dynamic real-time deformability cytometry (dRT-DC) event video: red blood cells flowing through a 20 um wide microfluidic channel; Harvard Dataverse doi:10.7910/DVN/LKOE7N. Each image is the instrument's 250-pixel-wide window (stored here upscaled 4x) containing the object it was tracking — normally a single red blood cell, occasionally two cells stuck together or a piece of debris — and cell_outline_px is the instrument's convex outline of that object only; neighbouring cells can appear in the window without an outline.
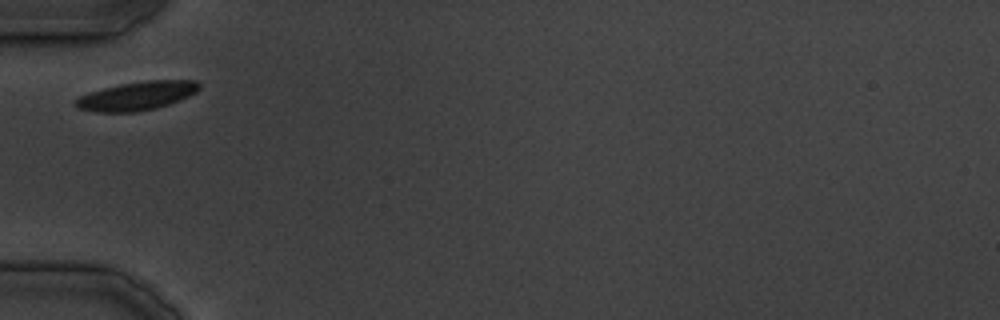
{"species": "common noctule bat (a hibernating species)", "species_latin": "Nyctalus noctula", "temperature_condition": "cold", "stored_images_in_passage": 20, "camera_frame_rate_fps": 3000, "um_per_image_px": 0.085, "animal": {"sex": "male", "body_mass_g": 19.5, "forearm_length_mm": 54.6}, "frame": {"image": 1, "passage_image": 1, "time_ms": 0.0, "image_size_px": [1000, 320], "cell_outline_px": [[200, 88], [196, 92], [180, 100], [156, 108], [136, 112], [96, 112], [76, 108], [76, 100], [80, 96], [104, 88], [120, 84], [148, 80], [196, 80], [200, 84]], "centroid_in_image_um": [11.67, 8.15], "position_along_channel_um": 73.3, "area_um2": 20.46}}